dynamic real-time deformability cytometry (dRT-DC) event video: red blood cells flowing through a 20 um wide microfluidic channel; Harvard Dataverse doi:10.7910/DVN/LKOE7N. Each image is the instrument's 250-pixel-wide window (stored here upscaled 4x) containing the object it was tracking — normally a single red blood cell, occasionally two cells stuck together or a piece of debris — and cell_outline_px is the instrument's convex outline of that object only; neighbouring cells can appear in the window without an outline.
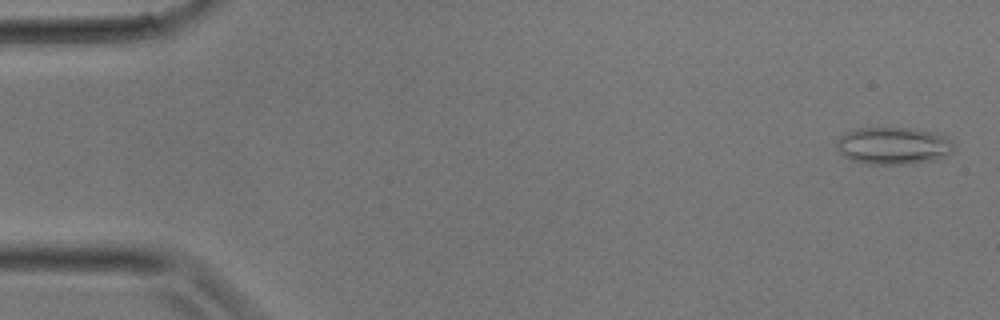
{"species": "common noctule bat (a hibernating species)", "species_latin": "Nyctalus noctula", "temperature_condition": "room temperature", "stored_images_in_passage": 32, "camera_frame_rate_fps": 3000, "um_per_image_px": 0.085, "animal": {"sex": "male", "body_mass_g": 17.9}, "frame": {"image": 1, "passage_image": 1, "time_ms": 0.0, "image_size_px": [1000, 320], "cell_outline_px": [[952, 152], [948, 156], [932, 160], [912, 164], [868, 164], [852, 160], [844, 156], [836, 148], [836, 140], [840, 136], [856, 128], [912, 128], [936, 132], [952, 140]], "centroid_in_image_um": [75.94, 12.39], "position_along_channel_um": 9.1, "area_um2": 25.61}}
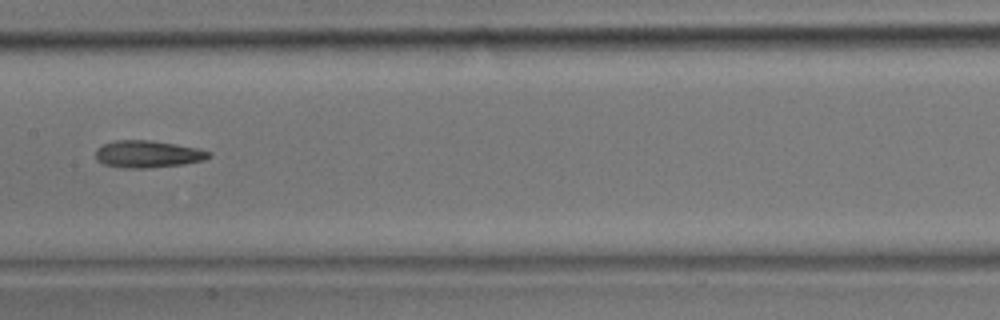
{"frame": {"image": 2, "passage_image": 16, "time_ms": 5.0, "image_size_px": [1000, 320], "cell_outline_px": [[212, 156], [204, 160], [184, 164], [148, 168], [124, 168], [104, 164], [96, 160], [96, 148], [104, 144], [116, 140], [152, 140], [196, 148], [212, 152]], "centroid_in_image_um": [12.56, 13.1], "position_along_channel_um": 194.8, "area_um2": 17.92}}
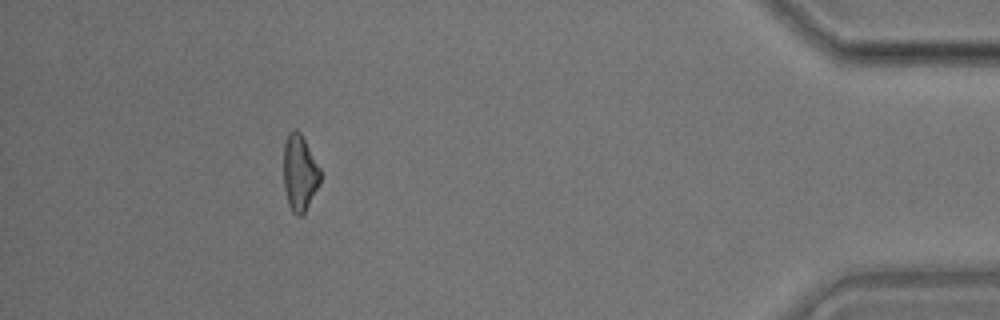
{"frame": {"image": 3, "passage_image": 29, "time_ms": 9.333, "image_size_px": [1000, 320], "cell_outline_px": [[324, 176], [320, 184], [304, 212], [300, 216], [296, 216], [292, 212], [288, 204], [284, 188], [284, 144], [288, 132], [292, 128], [296, 128], [300, 132], [320, 168]], "centroid_in_image_um": [25.48, 14.68], "position_along_channel_um": 409.7, "area_um2": 16.53}}